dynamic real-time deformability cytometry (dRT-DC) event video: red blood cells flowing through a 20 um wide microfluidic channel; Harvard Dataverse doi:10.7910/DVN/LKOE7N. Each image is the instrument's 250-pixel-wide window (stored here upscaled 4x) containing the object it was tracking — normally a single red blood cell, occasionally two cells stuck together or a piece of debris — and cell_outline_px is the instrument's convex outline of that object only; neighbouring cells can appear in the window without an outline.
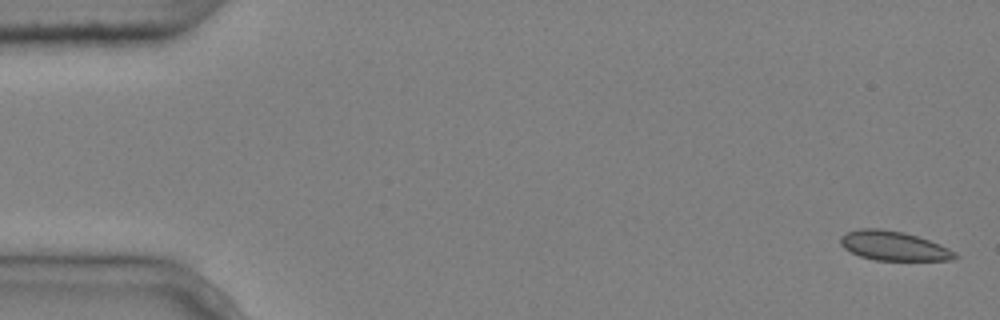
{"species": "common noctule bat (a hibernating species)", "species_latin": "Nyctalus noctula", "temperature_condition": "cold", "stored_images_in_passage": 5, "camera_frame_rate_fps": 3000, "um_per_image_px": 0.085, "animal": {"sex": "male", "body_mass_g": 20.4}, "frame": {"image": 1, "passage_image": 1, "time_ms": 0.0, "image_size_px": [1000, 320], "cell_outline_px": [[960, 256], [956, 260], [876, 260], [860, 256], [844, 248], [840, 244], [840, 236], [848, 232], [860, 228], [880, 228], [904, 232], [940, 244], [956, 252]], "centroid_in_image_um": [75.98, 20.9], "position_along_channel_um": 9.0, "area_um2": 19.59}}
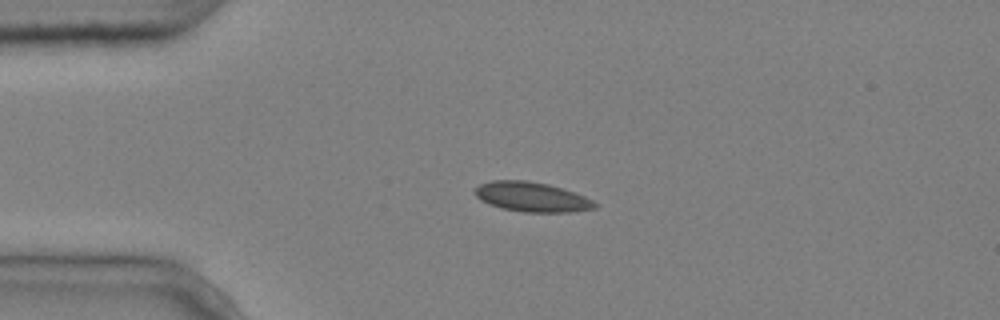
{"frame": {"image": 2, "passage_image": 4, "time_ms": 1.0, "image_size_px": [1000, 320], "cell_outline_px": [[600, 204], [596, 208], [572, 212], [524, 212], [504, 208], [488, 204], [480, 200], [476, 196], [476, 188], [480, 184], [492, 180], [528, 180], [548, 184], [584, 196]], "centroid_in_image_um": [45.22, 16.74], "position_along_channel_um": 39.8, "area_um2": 20.63}}